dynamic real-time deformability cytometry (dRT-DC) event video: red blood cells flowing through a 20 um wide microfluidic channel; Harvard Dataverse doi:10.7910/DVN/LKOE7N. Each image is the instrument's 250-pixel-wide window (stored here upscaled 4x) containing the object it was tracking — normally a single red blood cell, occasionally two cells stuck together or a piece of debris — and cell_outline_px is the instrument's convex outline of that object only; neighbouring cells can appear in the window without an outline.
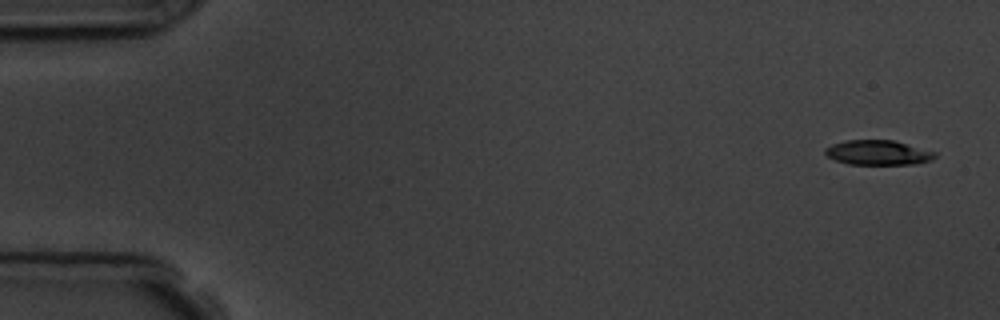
{"species": "common noctule bat (a hibernating species)", "species_latin": "Nyctalus noctula", "temperature_condition": "room temperature", "stored_images_in_passage": 5, "camera_frame_rate_fps": 3000, "um_per_image_px": 0.085, "animal": {"sex": "male", "body_mass_g": 19.5, "forearm_length_mm": 54.6}, "frame": {"image": 1, "passage_image": 1, "time_ms": 0.0, "image_size_px": [1000, 320], "cell_outline_px": [[936, 156], [932, 160], [916, 164], [848, 164], [836, 160], [828, 156], [824, 152], [824, 148], [832, 144], [844, 140], [896, 140], [936, 152]], "centroid_in_image_um": [74.65, 12.96], "position_along_channel_um": 10.4, "area_um2": 15.95}}
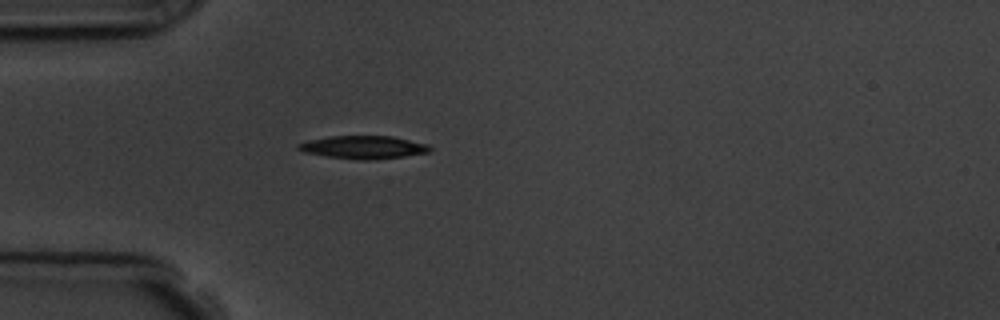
{"frame": {"image": 2, "passage_image": 5, "time_ms": 4.667, "image_size_px": [1000, 320], "cell_outline_px": [[432, 148], [428, 152], [404, 156], [376, 160], [356, 160], [324, 156], [304, 152], [296, 148], [296, 144], [308, 140], [328, 136], [392, 136], [428, 144]], "centroid_in_image_um": [30.85, 12.52], "position_along_channel_um": 54.1, "area_um2": 17.8}}